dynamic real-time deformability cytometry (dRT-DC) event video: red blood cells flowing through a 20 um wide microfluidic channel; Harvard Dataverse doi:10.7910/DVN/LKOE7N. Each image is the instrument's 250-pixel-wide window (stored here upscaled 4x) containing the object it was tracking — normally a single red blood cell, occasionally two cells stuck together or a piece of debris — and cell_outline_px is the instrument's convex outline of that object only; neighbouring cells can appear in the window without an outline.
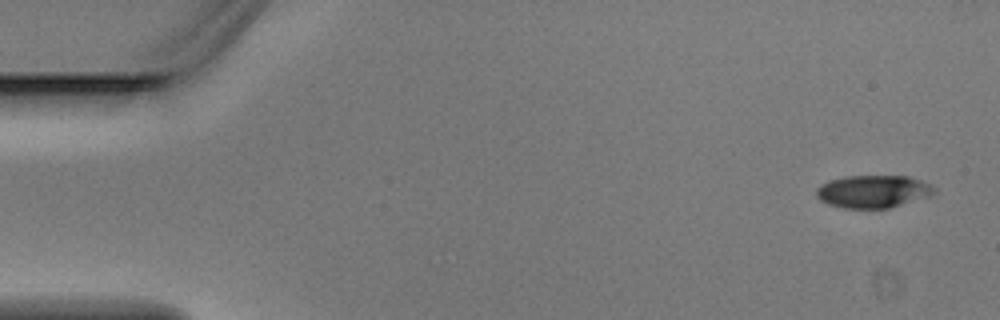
{"species": "Egyptian fruit bat (a non-hibernating species)", "species_latin": "Rousettus aegyptiacus", "temperature_condition": "warm", "stored_images_in_passage": 5, "camera_frame_rate_fps": 3000, "um_per_image_px": 0.085, "animal": {"sex": "male"}, "frame": {"image": 1, "passage_image": 1, "time_ms": 0.0, "image_size_px": [1000, 320], "cell_outline_px": [[936, 192], [928, 196], [888, 208], [844, 208], [828, 204], [820, 200], [816, 196], [816, 188], [820, 184], [844, 176], [908, 176], [932, 184], [936, 188]], "centroid_in_image_um": [74.2, 16.27], "position_along_channel_um": 10.8, "area_um2": 22.37}}
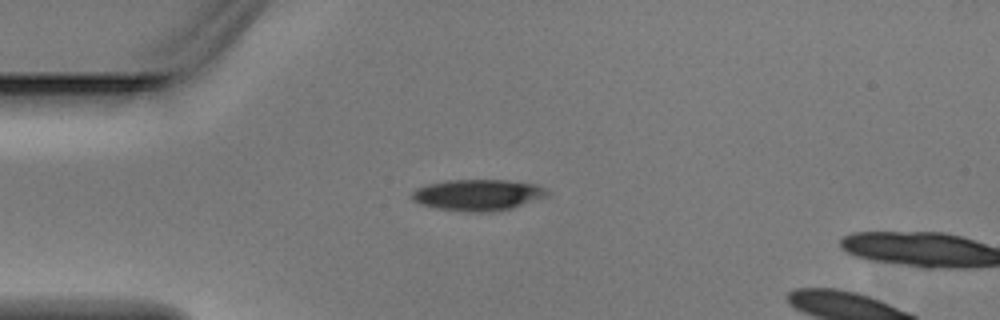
{"frame": {"image": 2, "passage_image": 4, "time_ms": 1.0, "image_size_px": [1000, 320], "cell_outline_px": [[552, 196], [512, 208], [484, 212], [472, 212], [436, 208], [420, 204], [412, 200], [408, 196], [416, 188], [428, 184], [444, 180], [508, 180], [536, 184], [552, 192]], "centroid_in_image_um": [40.65, 16.56], "position_along_channel_um": 44.3, "area_um2": 25.03}}